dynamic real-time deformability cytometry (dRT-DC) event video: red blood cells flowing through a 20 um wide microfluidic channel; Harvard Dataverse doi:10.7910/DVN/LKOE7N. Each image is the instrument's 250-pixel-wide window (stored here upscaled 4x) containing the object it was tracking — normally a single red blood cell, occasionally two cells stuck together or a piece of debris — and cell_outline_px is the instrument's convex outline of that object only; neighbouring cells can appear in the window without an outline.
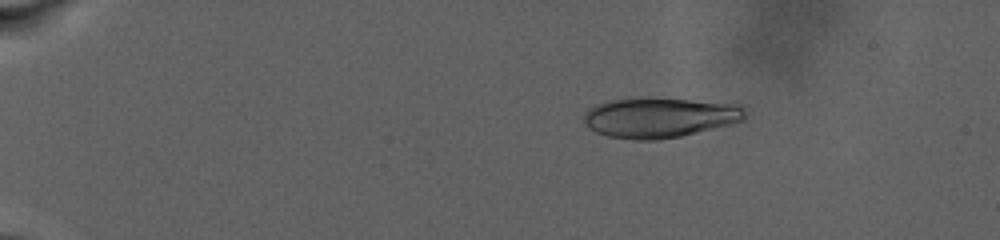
{"species": "human", "species_latin": "Homo sapiens", "temperature_condition": "warm", "stored_images_in_passage": 135, "camera_frame_rate_fps": 3000, "um_per_image_px": 0.085, "donor": {"sex": "male"}, "frame": {"image": 1, "passage_image": 20, "time_ms": 5.0, "image_size_px": [1000, 240], "cell_outline_px": [[744, 120], [732, 124], [680, 136], [660, 140], [632, 140], [608, 136], [596, 132], [588, 128], [584, 120], [584, 112], [588, 108], [596, 104], [612, 100], [656, 96], [724, 104], [740, 108], [744, 112]], "centroid_in_image_um": [55.96, 10.0], "position_along_channel_um": 29.0, "area_um2": 37.51}}
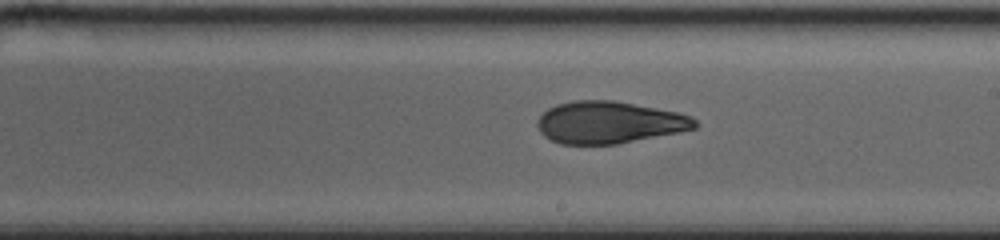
{"frame": {"image": 2, "passage_image": 76, "time_ms": 17.0, "image_size_px": [1000, 240], "cell_outline_px": [[696, 128], [680, 132], [616, 144], [560, 144], [544, 136], [540, 132], [536, 124], [536, 120], [548, 108], [556, 104], [572, 100], [612, 100], [656, 108], [676, 112], [692, 116], [696, 120]], "centroid_in_image_um": [51.75, 10.4], "position_along_channel_um": 237.3, "area_um2": 38.61}}
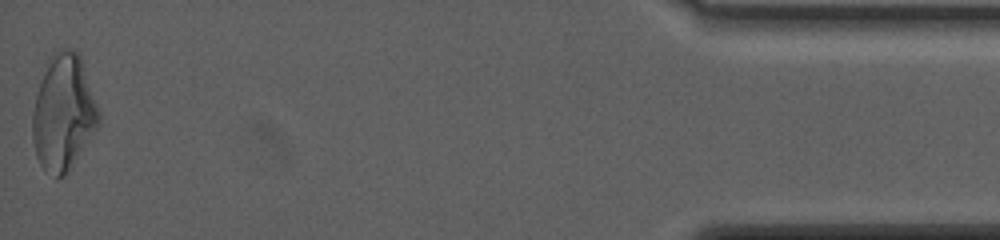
{"frame": {"image": 3, "passage_image": 134, "time_ms": 27.0, "image_size_px": [1000, 240], "cell_outline_px": [[100, 124], [64, 176], [56, 180], [44, 172], [36, 156], [32, 140], [32, 112], [36, 96], [48, 56], [52, 52], [60, 48], [72, 48], [80, 52], [100, 112]], "centroid_in_image_um": [5.38, 9.56], "position_along_channel_um": 429.8, "area_um2": 45.37}, "authors_computed_cell_mechanics": {"area_um2": 38.6682, "velocity_mm_per_s": 2.6688, "shape_relaxation_time_tau1_ms": null, "shape_relaxation_time_tau2_ms": 2.8652, "deformation_change_tau1": null, "deformation_change_tau2": 0.093}}